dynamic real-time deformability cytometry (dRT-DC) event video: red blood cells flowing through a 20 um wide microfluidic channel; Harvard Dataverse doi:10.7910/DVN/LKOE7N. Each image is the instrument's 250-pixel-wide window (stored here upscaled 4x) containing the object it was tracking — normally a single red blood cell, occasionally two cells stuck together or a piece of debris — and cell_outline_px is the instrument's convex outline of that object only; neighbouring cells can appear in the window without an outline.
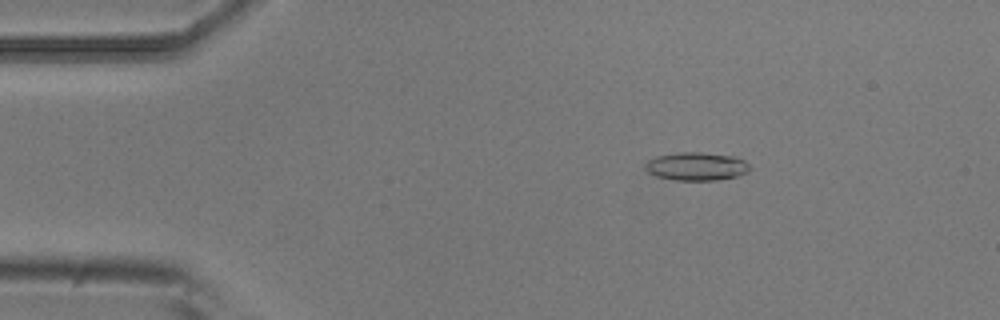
{"species": "common noctule bat (a hibernating species)", "species_latin": "Nyctalus noctula", "temperature_condition": "room temperature", "stored_images_in_passage": 4, "camera_frame_rate_fps": 3000, "um_per_image_px": 0.085, "animal": {"sex": "male", "body_mass_g": 20.5, "forearm_length_mm": 52.5}, "frame": {"image": 1, "passage_image": 2, "time_ms": 0.333, "image_size_px": [1000, 320], "cell_outline_px": [[748, 172], [740, 176], [716, 180], [676, 180], [656, 176], [648, 172], [644, 168], [644, 164], [648, 160], [656, 156], [676, 152], [700, 152], [736, 156], [744, 160], [748, 164]], "centroid_in_image_um": [59.19, 14.13], "position_along_channel_um": 25.8, "area_um2": 17.34}}
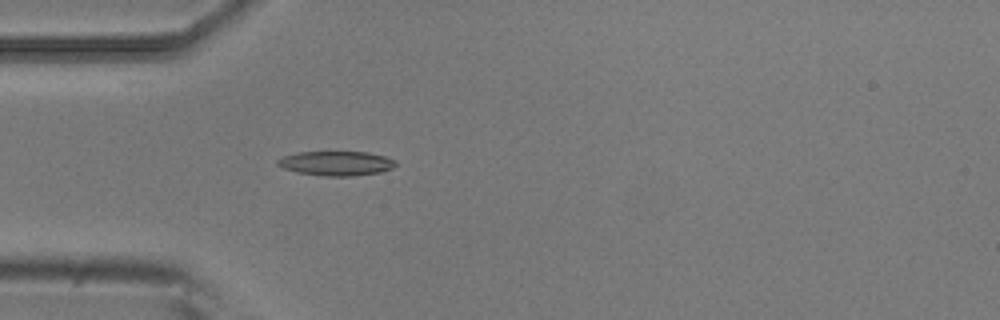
{"frame": {"image": 2, "passage_image": 4, "time_ms": 1.0, "image_size_px": [1000, 320], "cell_outline_px": [[396, 164], [392, 168], [380, 172], [352, 176], [324, 176], [296, 172], [284, 168], [276, 164], [276, 160], [284, 156], [296, 152], [368, 152], [384, 156], [396, 160]], "centroid_in_image_um": [28.57, 13.88], "position_along_channel_um": 56.4, "area_um2": 16.82}}